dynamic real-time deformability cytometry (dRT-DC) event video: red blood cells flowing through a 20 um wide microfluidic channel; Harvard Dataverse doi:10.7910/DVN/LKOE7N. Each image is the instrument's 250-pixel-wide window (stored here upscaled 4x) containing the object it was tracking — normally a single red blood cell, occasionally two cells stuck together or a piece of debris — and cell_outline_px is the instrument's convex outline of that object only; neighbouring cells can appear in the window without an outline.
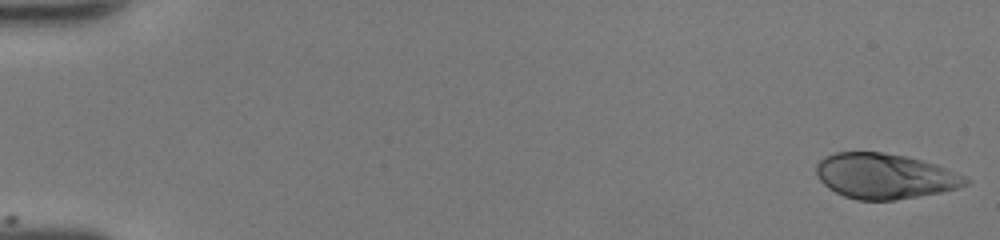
{"species": "human", "species_latin": "Homo sapiens", "temperature_condition": "room temperature", "stored_images_in_passage": 49, "camera_frame_rate_fps": 3000, "um_per_image_px": 0.085, "donor": {"sex": "female"}, "frame": {"image": 1, "passage_image": 1, "time_ms": 0.0, "image_size_px": [1000, 240], "cell_outline_px": [[968, 184], [956, 188], [940, 192], [896, 200], [856, 200], [844, 196], [828, 188], [816, 176], [816, 164], [824, 156], [836, 152], [880, 152], [908, 156], [936, 164], [964, 176], [968, 180]], "centroid_in_image_um": [75.16, 14.96], "position_along_channel_um": 9.8, "area_um2": 39.36}}
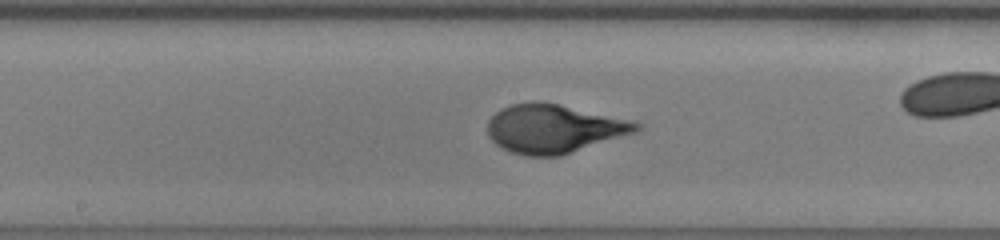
{"frame": {"image": 2, "passage_image": 27, "time_ms": 8.667, "image_size_px": [1000, 240], "cell_outline_px": [[644, 128], [636, 132], [560, 156], [528, 156], [512, 152], [496, 144], [488, 136], [488, 120], [500, 108], [512, 104], [532, 100], [536, 100], [636, 120], [644, 124]], "centroid_in_image_um": [47.12, 10.92], "position_along_channel_um": 201.1, "area_um2": 42.43}}
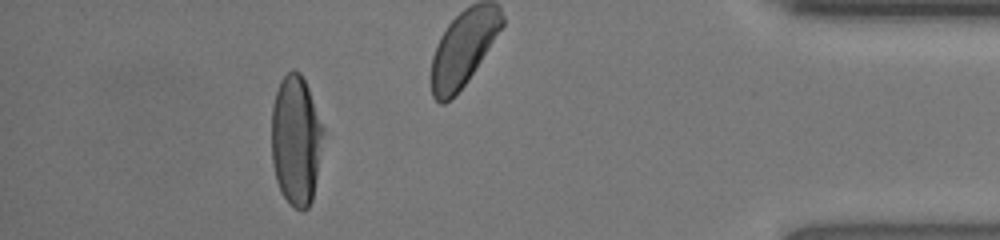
{"frame": {"image": 3, "passage_image": 45, "time_ms": 14.667, "image_size_px": [1000, 240], "cell_outline_px": [[324, 132], [312, 200], [308, 208], [296, 208], [280, 192], [276, 180], [272, 164], [272, 104], [280, 80], [292, 68], [300, 72], [308, 88], [324, 128]], "centroid_in_image_um": [25.14, 11.88], "position_along_channel_um": 410.1, "area_um2": 38.9}, "authors_computed_cell_mechanics": {"area_um2": 40.2866, "velocity_mm_per_s": 4.2868, "shape_relaxation_time_tau1_ms": 3.7629, "shape_relaxation_time_tau2_ms": null, "deformation_change_tau1": 0.2132, "deformation_change_tau2": null}}